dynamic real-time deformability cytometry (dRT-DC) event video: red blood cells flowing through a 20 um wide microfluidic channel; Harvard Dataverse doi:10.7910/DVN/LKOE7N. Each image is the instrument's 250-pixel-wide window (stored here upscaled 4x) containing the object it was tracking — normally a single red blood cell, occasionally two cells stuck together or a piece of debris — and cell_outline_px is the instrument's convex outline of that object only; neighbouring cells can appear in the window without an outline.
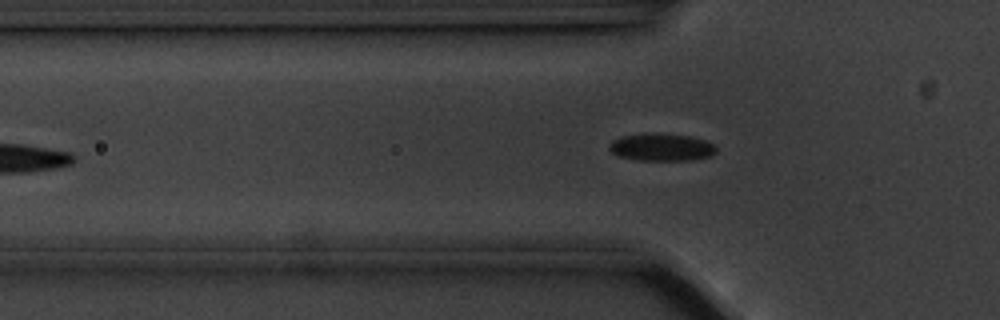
{"species": "common noctule bat (a hibernating species)", "species_latin": "Nyctalus noctula", "temperature_condition": "cold", "stored_images_in_passage": 36, "camera_frame_rate_fps": 3000, "um_per_image_px": 0.085, "animal": {"sex": "male", "body_mass_g": 20.1, "forearm_length_mm": 53.5}, "frame": {"image": 1, "passage_image": 6, "time_ms": 1.667, "image_size_px": [1000, 320], "cell_outline_px": [[716, 152], [708, 156], [692, 160], [636, 160], [616, 156], [608, 148], [608, 144], [612, 140], [624, 136], [644, 132], [660, 132], [692, 136], [716, 144]], "centroid_in_image_um": [56.2, 12.49], "position_along_channel_um": 69.6, "area_um2": 17.57}, "authors_computed_cell_mechanics": {"area_um2": 17.3978, "velocity_mm_per_s": 3.5446, "shape_relaxation_time_tau1_ms": 2.2814, "shape_relaxation_time_tau2_ms": null, "deformation_change_tau1": 0.06, "deformation_change_tau2": null}}